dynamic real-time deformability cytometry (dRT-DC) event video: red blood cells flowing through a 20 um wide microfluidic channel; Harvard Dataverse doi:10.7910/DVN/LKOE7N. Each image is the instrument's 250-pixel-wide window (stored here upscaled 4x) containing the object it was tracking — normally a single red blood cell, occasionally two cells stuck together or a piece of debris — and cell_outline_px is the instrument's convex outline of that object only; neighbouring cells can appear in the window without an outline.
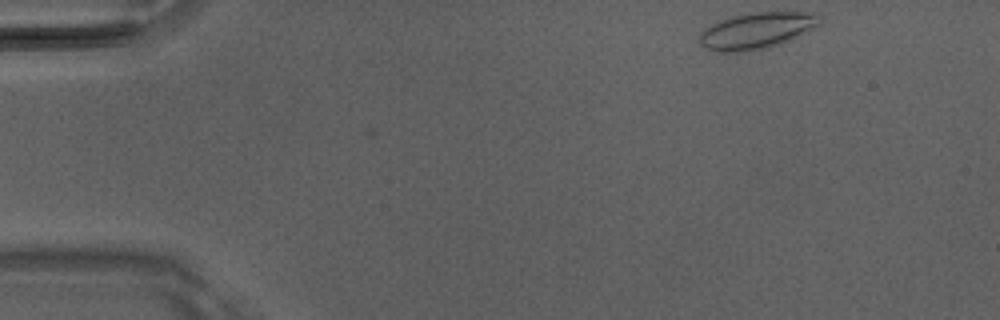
{"species": "Egyptian fruit bat (a non-hibernating species)", "species_latin": "Rousettus aegyptiacus", "temperature_condition": "room temperature", "stored_images_in_passage": 2, "camera_frame_rate_fps": 3000, "um_per_image_px": 0.085, "animal": {"sex": "male"}, "frame": {"image": 1, "passage_image": 1, "time_ms": 0.0, "image_size_px": [1000, 320], "cell_outline_px": [[824, 16], [820, 24], [796, 36], [768, 48], [736, 52], [716, 52], [704, 48], [700, 44], [700, 32], [704, 28], [720, 20], [732, 16], [752, 12], [820, 12]], "centroid_in_image_um": [64.32, 2.58], "position_along_channel_um": 20.7, "area_um2": 25.49}}